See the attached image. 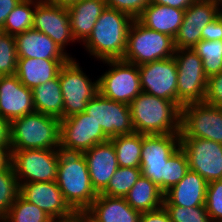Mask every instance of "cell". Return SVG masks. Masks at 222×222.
<instances>
[{
    "instance_id": "cell-1",
    "label": "cell",
    "mask_w": 222,
    "mask_h": 222,
    "mask_svg": "<svg viewBox=\"0 0 222 222\" xmlns=\"http://www.w3.org/2000/svg\"><path fill=\"white\" fill-rule=\"evenodd\" d=\"M134 19L127 13L106 7L89 37L82 43L89 56L98 61L122 59L127 34Z\"/></svg>"
},
{
    "instance_id": "cell-2",
    "label": "cell",
    "mask_w": 222,
    "mask_h": 222,
    "mask_svg": "<svg viewBox=\"0 0 222 222\" xmlns=\"http://www.w3.org/2000/svg\"><path fill=\"white\" fill-rule=\"evenodd\" d=\"M129 108L135 133L180 134L181 109L174 102L141 92Z\"/></svg>"
},
{
    "instance_id": "cell-3",
    "label": "cell",
    "mask_w": 222,
    "mask_h": 222,
    "mask_svg": "<svg viewBox=\"0 0 222 222\" xmlns=\"http://www.w3.org/2000/svg\"><path fill=\"white\" fill-rule=\"evenodd\" d=\"M57 185L64 200L74 211H86L98 193L92 186L83 153H69L59 149Z\"/></svg>"
},
{
    "instance_id": "cell-4",
    "label": "cell",
    "mask_w": 222,
    "mask_h": 222,
    "mask_svg": "<svg viewBox=\"0 0 222 222\" xmlns=\"http://www.w3.org/2000/svg\"><path fill=\"white\" fill-rule=\"evenodd\" d=\"M11 150L59 149L60 119L33 112L10 122Z\"/></svg>"
},
{
    "instance_id": "cell-5",
    "label": "cell",
    "mask_w": 222,
    "mask_h": 222,
    "mask_svg": "<svg viewBox=\"0 0 222 222\" xmlns=\"http://www.w3.org/2000/svg\"><path fill=\"white\" fill-rule=\"evenodd\" d=\"M174 39L145 27L134 19L127 34V46L122 60L137 66L173 57Z\"/></svg>"
},
{
    "instance_id": "cell-6",
    "label": "cell",
    "mask_w": 222,
    "mask_h": 222,
    "mask_svg": "<svg viewBox=\"0 0 222 222\" xmlns=\"http://www.w3.org/2000/svg\"><path fill=\"white\" fill-rule=\"evenodd\" d=\"M79 64L76 58L70 59L58 73L63 98V119L85 112L87 103L99 92L98 78L95 81L88 78Z\"/></svg>"
},
{
    "instance_id": "cell-7",
    "label": "cell",
    "mask_w": 222,
    "mask_h": 222,
    "mask_svg": "<svg viewBox=\"0 0 222 222\" xmlns=\"http://www.w3.org/2000/svg\"><path fill=\"white\" fill-rule=\"evenodd\" d=\"M177 64V106L204 102L208 77L203 62L192 49H175Z\"/></svg>"
},
{
    "instance_id": "cell-8",
    "label": "cell",
    "mask_w": 222,
    "mask_h": 222,
    "mask_svg": "<svg viewBox=\"0 0 222 222\" xmlns=\"http://www.w3.org/2000/svg\"><path fill=\"white\" fill-rule=\"evenodd\" d=\"M102 62L110 68L98 78L99 92L110 100L129 105L142 92L138 66L122 59Z\"/></svg>"
},
{
    "instance_id": "cell-9",
    "label": "cell",
    "mask_w": 222,
    "mask_h": 222,
    "mask_svg": "<svg viewBox=\"0 0 222 222\" xmlns=\"http://www.w3.org/2000/svg\"><path fill=\"white\" fill-rule=\"evenodd\" d=\"M11 152V164L19 184L57 180L59 149H25Z\"/></svg>"
},
{
    "instance_id": "cell-10",
    "label": "cell",
    "mask_w": 222,
    "mask_h": 222,
    "mask_svg": "<svg viewBox=\"0 0 222 222\" xmlns=\"http://www.w3.org/2000/svg\"><path fill=\"white\" fill-rule=\"evenodd\" d=\"M180 138H202L222 144V108L205 102L183 105Z\"/></svg>"
},
{
    "instance_id": "cell-11",
    "label": "cell",
    "mask_w": 222,
    "mask_h": 222,
    "mask_svg": "<svg viewBox=\"0 0 222 222\" xmlns=\"http://www.w3.org/2000/svg\"><path fill=\"white\" fill-rule=\"evenodd\" d=\"M100 125L85 112L60 120V150L83 153L96 144L108 141Z\"/></svg>"
},
{
    "instance_id": "cell-12",
    "label": "cell",
    "mask_w": 222,
    "mask_h": 222,
    "mask_svg": "<svg viewBox=\"0 0 222 222\" xmlns=\"http://www.w3.org/2000/svg\"><path fill=\"white\" fill-rule=\"evenodd\" d=\"M85 113L101 126L109 139L134 133L129 105L110 100L100 92L87 103Z\"/></svg>"
},
{
    "instance_id": "cell-13",
    "label": "cell",
    "mask_w": 222,
    "mask_h": 222,
    "mask_svg": "<svg viewBox=\"0 0 222 222\" xmlns=\"http://www.w3.org/2000/svg\"><path fill=\"white\" fill-rule=\"evenodd\" d=\"M180 147L187 154L189 170L208 183L222 180V144L202 138H180Z\"/></svg>"
},
{
    "instance_id": "cell-14",
    "label": "cell",
    "mask_w": 222,
    "mask_h": 222,
    "mask_svg": "<svg viewBox=\"0 0 222 222\" xmlns=\"http://www.w3.org/2000/svg\"><path fill=\"white\" fill-rule=\"evenodd\" d=\"M142 92L177 105V64L174 57L138 66Z\"/></svg>"
},
{
    "instance_id": "cell-15",
    "label": "cell",
    "mask_w": 222,
    "mask_h": 222,
    "mask_svg": "<svg viewBox=\"0 0 222 222\" xmlns=\"http://www.w3.org/2000/svg\"><path fill=\"white\" fill-rule=\"evenodd\" d=\"M222 10L217 0H195L185 10L183 22L174 38L175 49L193 48L202 40L201 31Z\"/></svg>"
},
{
    "instance_id": "cell-16",
    "label": "cell",
    "mask_w": 222,
    "mask_h": 222,
    "mask_svg": "<svg viewBox=\"0 0 222 222\" xmlns=\"http://www.w3.org/2000/svg\"><path fill=\"white\" fill-rule=\"evenodd\" d=\"M33 29L49 36L59 48L74 59L66 50L68 45L76 43L71 32L66 6L39 1L33 15Z\"/></svg>"
},
{
    "instance_id": "cell-17",
    "label": "cell",
    "mask_w": 222,
    "mask_h": 222,
    "mask_svg": "<svg viewBox=\"0 0 222 222\" xmlns=\"http://www.w3.org/2000/svg\"><path fill=\"white\" fill-rule=\"evenodd\" d=\"M19 185V195L26 201L38 206L54 221L68 220L75 216V212L64 200L56 181L32 182Z\"/></svg>"
},
{
    "instance_id": "cell-18",
    "label": "cell",
    "mask_w": 222,
    "mask_h": 222,
    "mask_svg": "<svg viewBox=\"0 0 222 222\" xmlns=\"http://www.w3.org/2000/svg\"><path fill=\"white\" fill-rule=\"evenodd\" d=\"M35 112L32 89L16 75L0 76V116L7 121Z\"/></svg>"
},
{
    "instance_id": "cell-19",
    "label": "cell",
    "mask_w": 222,
    "mask_h": 222,
    "mask_svg": "<svg viewBox=\"0 0 222 222\" xmlns=\"http://www.w3.org/2000/svg\"><path fill=\"white\" fill-rule=\"evenodd\" d=\"M89 170L93 188L99 194L109 184L110 179L117 170V155L113 143L106 142L96 144L83 152Z\"/></svg>"
},
{
    "instance_id": "cell-20",
    "label": "cell",
    "mask_w": 222,
    "mask_h": 222,
    "mask_svg": "<svg viewBox=\"0 0 222 222\" xmlns=\"http://www.w3.org/2000/svg\"><path fill=\"white\" fill-rule=\"evenodd\" d=\"M14 38L17 58L71 59L49 36L33 28L17 34Z\"/></svg>"
},
{
    "instance_id": "cell-21",
    "label": "cell",
    "mask_w": 222,
    "mask_h": 222,
    "mask_svg": "<svg viewBox=\"0 0 222 222\" xmlns=\"http://www.w3.org/2000/svg\"><path fill=\"white\" fill-rule=\"evenodd\" d=\"M207 186L208 182L200 174L188 170L175 186L164 193L163 205L205 206Z\"/></svg>"
},
{
    "instance_id": "cell-22",
    "label": "cell",
    "mask_w": 222,
    "mask_h": 222,
    "mask_svg": "<svg viewBox=\"0 0 222 222\" xmlns=\"http://www.w3.org/2000/svg\"><path fill=\"white\" fill-rule=\"evenodd\" d=\"M66 7L72 35L77 43L82 44L107 5L105 0H76Z\"/></svg>"
},
{
    "instance_id": "cell-23",
    "label": "cell",
    "mask_w": 222,
    "mask_h": 222,
    "mask_svg": "<svg viewBox=\"0 0 222 222\" xmlns=\"http://www.w3.org/2000/svg\"><path fill=\"white\" fill-rule=\"evenodd\" d=\"M98 222H139L141 212L133 209L124 197L98 194L86 210Z\"/></svg>"
},
{
    "instance_id": "cell-24",
    "label": "cell",
    "mask_w": 222,
    "mask_h": 222,
    "mask_svg": "<svg viewBox=\"0 0 222 222\" xmlns=\"http://www.w3.org/2000/svg\"><path fill=\"white\" fill-rule=\"evenodd\" d=\"M69 60L18 58L16 76L20 82L33 89L58 76L60 68Z\"/></svg>"
},
{
    "instance_id": "cell-25",
    "label": "cell",
    "mask_w": 222,
    "mask_h": 222,
    "mask_svg": "<svg viewBox=\"0 0 222 222\" xmlns=\"http://www.w3.org/2000/svg\"><path fill=\"white\" fill-rule=\"evenodd\" d=\"M185 10L167 5L149 3L137 18L145 27L175 38Z\"/></svg>"
},
{
    "instance_id": "cell-26",
    "label": "cell",
    "mask_w": 222,
    "mask_h": 222,
    "mask_svg": "<svg viewBox=\"0 0 222 222\" xmlns=\"http://www.w3.org/2000/svg\"><path fill=\"white\" fill-rule=\"evenodd\" d=\"M180 147V134H142L141 164L166 163Z\"/></svg>"
},
{
    "instance_id": "cell-27",
    "label": "cell",
    "mask_w": 222,
    "mask_h": 222,
    "mask_svg": "<svg viewBox=\"0 0 222 222\" xmlns=\"http://www.w3.org/2000/svg\"><path fill=\"white\" fill-rule=\"evenodd\" d=\"M124 198L133 209L142 213L161 208L164 193L149 178L141 175Z\"/></svg>"
},
{
    "instance_id": "cell-28",
    "label": "cell",
    "mask_w": 222,
    "mask_h": 222,
    "mask_svg": "<svg viewBox=\"0 0 222 222\" xmlns=\"http://www.w3.org/2000/svg\"><path fill=\"white\" fill-rule=\"evenodd\" d=\"M35 112L63 119V98L59 77L32 89Z\"/></svg>"
},
{
    "instance_id": "cell-29",
    "label": "cell",
    "mask_w": 222,
    "mask_h": 222,
    "mask_svg": "<svg viewBox=\"0 0 222 222\" xmlns=\"http://www.w3.org/2000/svg\"><path fill=\"white\" fill-rule=\"evenodd\" d=\"M115 148L119 167L140 168L142 134L118 135L109 139Z\"/></svg>"
},
{
    "instance_id": "cell-30",
    "label": "cell",
    "mask_w": 222,
    "mask_h": 222,
    "mask_svg": "<svg viewBox=\"0 0 222 222\" xmlns=\"http://www.w3.org/2000/svg\"><path fill=\"white\" fill-rule=\"evenodd\" d=\"M37 1L22 0L7 16L4 34L16 36L33 28V15Z\"/></svg>"
},
{
    "instance_id": "cell-31",
    "label": "cell",
    "mask_w": 222,
    "mask_h": 222,
    "mask_svg": "<svg viewBox=\"0 0 222 222\" xmlns=\"http://www.w3.org/2000/svg\"><path fill=\"white\" fill-rule=\"evenodd\" d=\"M1 222H54V220L38 206L19 195Z\"/></svg>"
},
{
    "instance_id": "cell-32",
    "label": "cell",
    "mask_w": 222,
    "mask_h": 222,
    "mask_svg": "<svg viewBox=\"0 0 222 222\" xmlns=\"http://www.w3.org/2000/svg\"><path fill=\"white\" fill-rule=\"evenodd\" d=\"M192 49L201 58L207 77L222 71V40H201Z\"/></svg>"
},
{
    "instance_id": "cell-33",
    "label": "cell",
    "mask_w": 222,
    "mask_h": 222,
    "mask_svg": "<svg viewBox=\"0 0 222 222\" xmlns=\"http://www.w3.org/2000/svg\"><path fill=\"white\" fill-rule=\"evenodd\" d=\"M141 175L140 168L118 167L109 184L100 194L125 197Z\"/></svg>"
},
{
    "instance_id": "cell-34",
    "label": "cell",
    "mask_w": 222,
    "mask_h": 222,
    "mask_svg": "<svg viewBox=\"0 0 222 222\" xmlns=\"http://www.w3.org/2000/svg\"><path fill=\"white\" fill-rule=\"evenodd\" d=\"M20 185L12 164L0 170V220L9 212L10 207L19 196Z\"/></svg>"
},
{
    "instance_id": "cell-35",
    "label": "cell",
    "mask_w": 222,
    "mask_h": 222,
    "mask_svg": "<svg viewBox=\"0 0 222 222\" xmlns=\"http://www.w3.org/2000/svg\"><path fill=\"white\" fill-rule=\"evenodd\" d=\"M189 163L185 151L179 147L166 162L165 192L175 186L188 172Z\"/></svg>"
},
{
    "instance_id": "cell-36",
    "label": "cell",
    "mask_w": 222,
    "mask_h": 222,
    "mask_svg": "<svg viewBox=\"0 0 222 222\" xmlns=\"http://www.w3.org/2000/svg\"><path fill=\"white\" fill-rule=\"evenodd\" d=\"M17 59L14 36L4 34L0 38V76L15 75Z\"/></svg>"
},
{
    "instance_id": "cell-37",
    "label": "cell",
    "mask_w": 222,
    "mask_h": 222,
    "mask_svg": "<svg viewBox=\"0 0 222 222\" xmlns=\"http://www.w3.org/2000/svg\"><path fill=\"white\" fill-rule=\"evenodd\" d=\"M167 210L171 222H212L206 206L183 207L177 205H163Z\"/></svg>"
},
{
    "instance_id": "cell-38",
    "label": "cell",
    "mask_w": 222,
    "mask_h": 222,
    "mask_svg": "<svg viewBox=\"0 0 222 222\" xmlns=\"http://www.w3.org/2000/svg\"><path fill=\"white\" fill-rule=\"evenodd\" d=\"M205 206L212 222H222V180L208 183Z\"/></svg>"
},
{
    "instance_id": "cell-39",
    "label": "cell",
    "mask_w": 222,
    "mask_h": 222,
    "mask_svg": "<svg viewBox=\"0 0 222 222\" xmlns=\"http://www.w3.org/2000/svg\"><path fill=\"white\" fill-rule=\"evenodd\" d=\"M108 8L129 14L133 19H137L150 0H105Z\"/></svg>"
},
{
    "instance_id": "cell-40",
    "label": "cell",
    "mask_w": 222,
    "mask_h": 222,
    "mask_svg": "<svg viewBox=\"0 0 222 222\" xmlns=\"http://www.w3.org/2000/svg\"><path fill=\"white\" fill-rule=\"evenodd\" d=\"M204 102L222 108V71L208 77Z\"/></svg>"
},
{
    "instance_id": "cell-41",
    "label": "cell",
    "mask_w": 222,
    "mask_h": 222,
    "mask_svg": "<svg viewBox=\"0 0 222 222\" xmlns=\"http://www.w3.org/2000/svg\"><path fill=\"white\" fill-rule=\"evenodd\" d=\"M143 177L149 178L165 193L166 163L140 164Z\"/></svg>"
},
{
    "instance_id": "cell-42",
    "label": "cell",
    "mask_w": 222,
    "mask_h": 222,
    "mask_svg": "<svg viewBox=\"0 0 222 222\" xmlns=\"http://www.w3.org/2000/svg\"><path fill=\"white\" fill-rule=\"evenodd\" d=\"M202 40H222V12L201 31Z\"/></svg>"
},
{
    "instance_id": "cell-43",
    "label": "cell",
    "mask_w": 222,
    "mask_h": 222,
    "mask_svg": "<svg viewBox=\"0 0 222 222\" xmlns=\"http://www.w3.org/2000/svg\"><path fill=\"white\" fill-rule=\"evenodd\" d=\"M139 222H171L167 210L161 208L149 212H142Z\"/></svg>"
},
{
    "instance_id": "cell-44",
    "label": "cell",
    "mask_w": 222,
    "mask_h": 222,
    "mask_svg": "<svg viewBox=\"0 0 222 222\" xmlns=\"http://www.w3.org/2000/svg\"><path fill=\"white\" fill-rule=\"evenodd\" d=\"M22 0H0V26L3 27L5 20L9 13L21 2Z\"/></svg>"
},
{
    "instance_id": "cell-45",
    "label": "cell",
    "mask_w": 222,
    "mask_h": 222,
    "mask_svg": "<svg viewBox=\"0 0 222 222\" xmlns=\"http://www.w3.org/2000/svg\"><path fill=\"white\" fill-rule=\"evenodd\" d=\"M0 147H10V122L0 116Z\"/></svg>"
},
{
    "instance_id": "cell-46",
    "label": "cell",
    "mask_w": 222,
    "mask_h": 222,
    "mask_svg": "<svg viewBox=\"0 0 222 222\" xmlns=\"http://www.w3.org/2000/svg\"><path fill=\"white\" fill-rule=\"evenodd\" d=\"M195 0H150V3L186 10Z\"/></svg>"
},
{
    "instance_id": "cell-47",
    "label": "cell",
    "mask_w": 222,
    "mask_h": 222,
    "mask_svg": "<svg viewBox=\"0 0 222 222\" xmlns=\"http://www.w3.org/2000/svg\"><path fill=\"white\" fill-rule=\"evenodd\" d=\"M12 152L10 147H0V170L7 169L11 165Z\"/></svg>"
},
{
    "instance_id": "cell-48",
    "label": "cell",
    "mask_w": 222,
    "mask_h": 222,
    "mask_svg": "<svg viewBox=\"0 0 222 222\" xmlns=\"http://www.w3.org/2000/svg\"><path fill=\"white\" fill-rule=\"evenodd\" d=\"M79 222H98L87 211H77L74 216Z\"/></svg>"
},
{
    "instance_id": "cell-49",
    "label": "cell",
    "mask_w": 222,
    "mask_h": 222,
    "mask_svg": "<svg viewBox=\"0 0 222 222\" xmlns=\"http://www.w3.org/2000/svg\"><path fill=\"white\" fill-rule=\"evenodd\" d=\"M42 1L50 4L68 6L69 4L75 2L76 0H42Z\"/></svg>"
},
{
    "instance_id": "cell-50",
    "label": "cell",
    "mask_w": 222,
    "mask_h": 222,
    "mask_svg": "<svg viewBox=\"0 0 222 222\" xmlns=\"http://www.w3.org/2000/svg\"><path fill=\"white\" fill-rule=\"evenodd\" d=\"M60 222H79V221L75 217H73L71 219L63 220V221H60Z\"/></svg>"
},
{
    "instance_id": "cell-51",
    "label": "cell",
    "mask_w": 222,
    "mask_h": 222,
    "mask_svg": "<svg viewBox=\"0 0 222 222\" xmlns=\"http://www.w3.org/2000/svg\"><path fill=\"white\" fill-rule=\"evenodd\" d=\"M4 35V30H3V27L0 26V38Z\"/></svg>"
},
{
    "instance_id": "cell-52",
    "label": "cell",
    "mask_w": 222,
    "mask_h": 222,
    "mask_svg": "<svg viewBox=\"0 0 222 222\" xmlns=\"http://www.w3.org/2000/svg\"><path fill=\"white\" fill-rule=\"evenodd\" d=\"M220 4H221V6H222V0H217Z\"/></svg>"
}]
</instances>
